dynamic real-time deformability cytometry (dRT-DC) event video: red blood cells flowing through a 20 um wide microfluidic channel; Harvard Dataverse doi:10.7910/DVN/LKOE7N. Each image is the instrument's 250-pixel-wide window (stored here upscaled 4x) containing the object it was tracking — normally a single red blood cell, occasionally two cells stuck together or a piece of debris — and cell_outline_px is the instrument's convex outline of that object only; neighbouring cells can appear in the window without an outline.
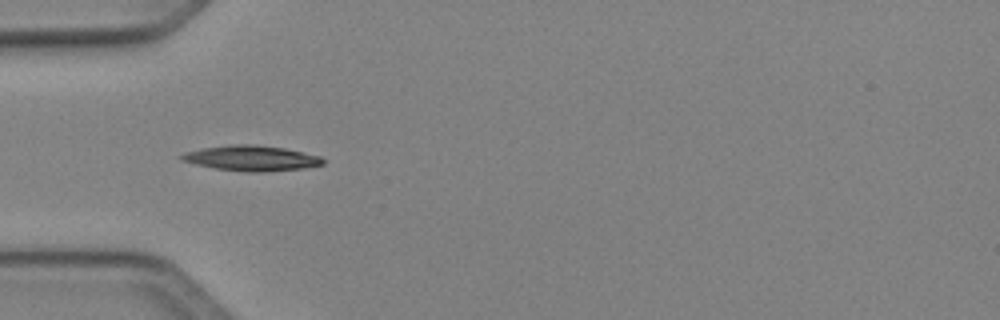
{"species": "Egyptian fruit bat (a non-hibernating species)", "species_latin": "Rousettus aegyptiacus", "temperature_condition": "cold", "stored_images_in_passage": 12, "camera_frame_rate_fps": 3000, "um_per_image_px": 0.085, "animal": {"sex": "female"}, "frame": {"image": 1, "passage_image": 3, "time_ms": 0.667, "image_size_px": [1000, 320], "cell_outline_px": [[324, 164], [304, 168], [264, 172], [244, 172], [212, 168], [180, 160], [180, 156], [184, 152], [204, 148], [236, 144], [252, 144], [284, 148], [320, 156], [324, 160]], "centroid_in_image_um": [21.36, 13.46], "position_along_channel_um": 63.6, "area_um2": 20.81}}
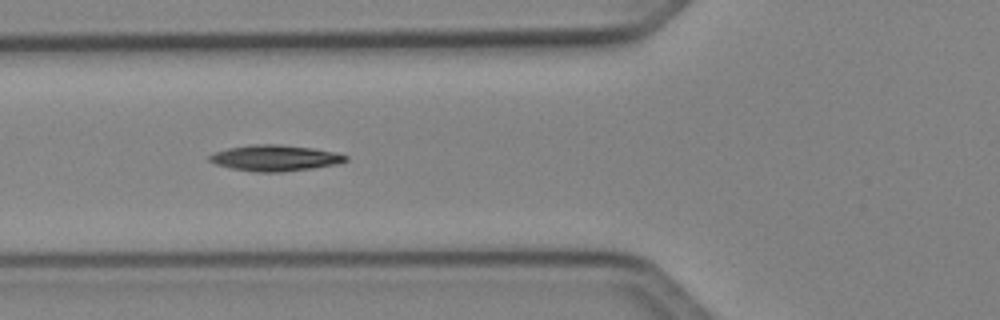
{"frame": {"image": 2, "passage_image": 6, "time_ms": 1.667, "image_size_px": [1000, 320], "cell_outline_px": [[348, 160], [336, 164], [312, 168], [280, 172], [252, 172], [232, 168], [216, 164], [208, 160], [208, 156], [216, 152], [228, 148], [252, 144], [276, 144], [312, 148], [336, 152], [348, 156]], "centroid_in_image_um": [23.37, 13.43], "position_along_channel_um": 102.4, "area_um2": 20.52}}
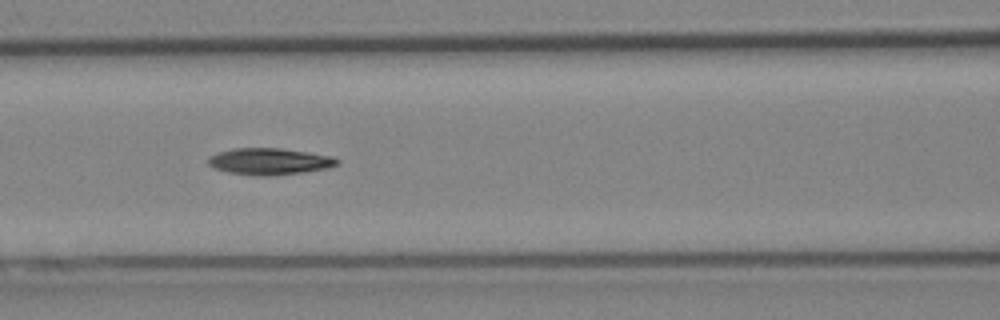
{"frame": {"image": 3, "passage_image": 9, "time_ms": 2.667, "image_size_px": [1000, 320], "cell_outline_px": [[340, 164], [328, 168], [304, 172], [272, 176], [256, 176], [228, 172], [212, 168], [208, 164], [208, 156], [220, 152], [236, 148], [280, 148], [308, 152], [332, 156], [340, 160]], "centroid_in_image_um": [22.92, 13.73], "position_along_channel_um": 143.7, "area_um2": 20.17}}